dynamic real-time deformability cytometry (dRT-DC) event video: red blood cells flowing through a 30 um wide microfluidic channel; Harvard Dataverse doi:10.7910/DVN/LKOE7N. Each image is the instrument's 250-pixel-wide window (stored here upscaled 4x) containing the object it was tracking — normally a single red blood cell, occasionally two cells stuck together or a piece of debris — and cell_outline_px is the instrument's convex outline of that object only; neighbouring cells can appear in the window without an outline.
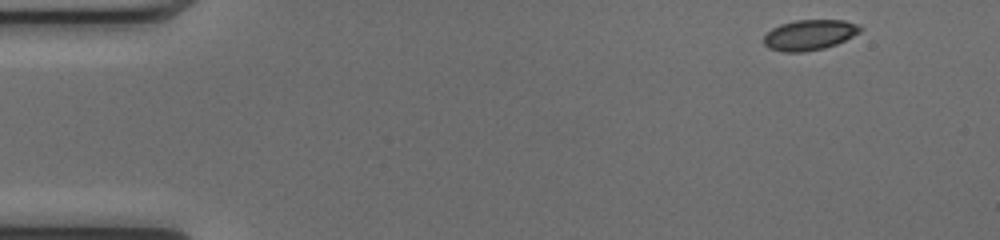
{"species": "common noctule bat (a hibernating species)", "species_latin": "Nyctalus noctula", "temperature_condition": "cold", "stored_images_in_passage": 48, "camera_frame_rate_fps": 3000, "um_per_image_px": 0.085, "animal": {"sex": "female", "body_mass_g": 17.0, "forearm_length_mm": 48.0}, "frame": {"image": 1, "passage_image": 1, "time_ms": 0.0, "image_size_px": [1000, 240], "cell_outline_px": [[864, 28], [860, 32], [836, 44], [824, 48], [804, 52], [784, 52], [768, 48], [764, 44], [764, 36], [772, 28], [780, 24], [796, 20], [844, 20], [856, 24]], "centroid_in_image_um": [68.79, 2.97], "position_along_channel_um": 16.2, "area_um2": 17.05}}
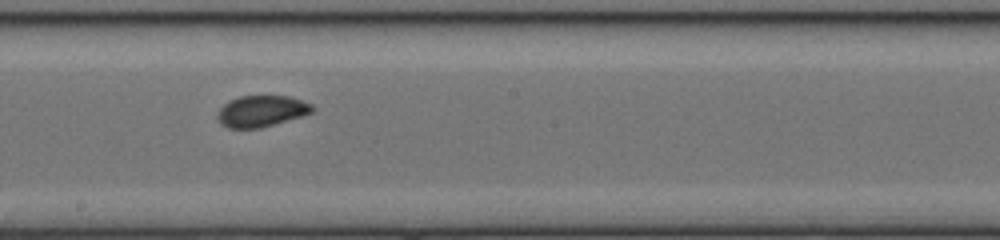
{"frame": {"image": 2, "passage_image": 25, "time_ms": 8.0, "image_size_px": [1000, 240], "cell_outline_px": [[316, 108], [312, 112], [304, 116], [260, 128], [228, 128], [220, 124], [216, 116], [216, 112], [228, 100], [240, 96], [288, 96], [312, 104]], "centroid_in_image_um": [22.21, 9.45], "position_along_channel_um": 226.0, "area_um2": 17.51}}
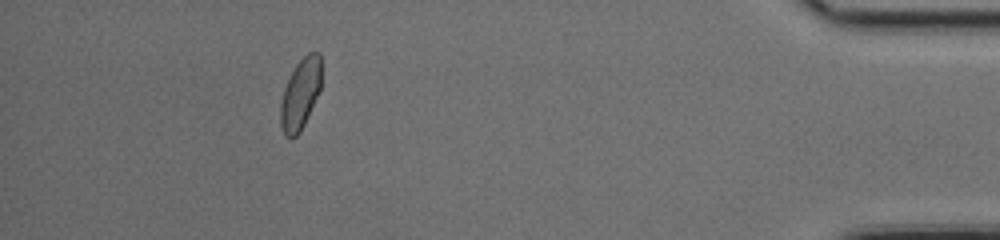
{"frame": {"image": 3, "passage_image": 43, "time_ms": 14.0, "image_size_px": [1000, 240], "cell_outline_px": [[320, 88], [304, 124], [300, 132], [292, 140], [284, 136], [280, 124], [280, 104], [284, 88], [296, 64], [308, 52], [320, 52]], "centroid_in_image_um": [25.5, 8.03], "position_along_channel_um": 409.7, "area_um2": 16.65}, "authors_computed_cell_mechanics": {"area_um2": 17.1666, "velocity_mm_per_s": 4.0335, "shape_relaxation_time_tau1_ms": 5.3211, "shape_relaxation_time_tau2_ms": 1.0369, "deformation_change_tau1": 0.1107, "deformation_change_tau2": 0.0428}}